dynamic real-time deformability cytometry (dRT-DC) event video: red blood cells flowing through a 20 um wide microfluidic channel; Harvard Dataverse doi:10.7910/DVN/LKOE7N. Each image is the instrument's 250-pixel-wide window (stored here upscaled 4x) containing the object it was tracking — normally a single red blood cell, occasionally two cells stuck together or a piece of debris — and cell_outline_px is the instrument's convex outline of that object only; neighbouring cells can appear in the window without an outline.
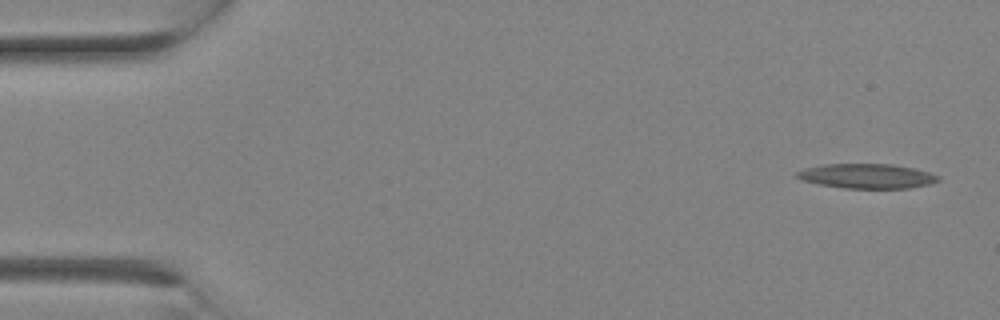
{"species": "Egyptian fruit bat (a non-hibernating species)", "species_latin": "Rousettus aegyptiacus", "temperature_condition": "room temperature", "stored_images_in_passage": 8, "camera_frame_rate_fps": 3000, "um_per_image_px": 0.085, "animal": {"sex": "female"}, "frame": {"image": 1, "passage_image": 1, "time_ms": 0.0, "image_size_px": [1000, 320], "cell_outline_px": [[940, 180], [932, 184], [908, 188], [844, 188], [820, 184], [800, 180], [796, 176], [796, 172], [804, 168], [824, 164], [892, 164], [916, 168], [940, 176]], "centroid_in_image_um": [73.71, 14.96], "position_along_channel_um": 11.3, "area_um2": 20.4}}